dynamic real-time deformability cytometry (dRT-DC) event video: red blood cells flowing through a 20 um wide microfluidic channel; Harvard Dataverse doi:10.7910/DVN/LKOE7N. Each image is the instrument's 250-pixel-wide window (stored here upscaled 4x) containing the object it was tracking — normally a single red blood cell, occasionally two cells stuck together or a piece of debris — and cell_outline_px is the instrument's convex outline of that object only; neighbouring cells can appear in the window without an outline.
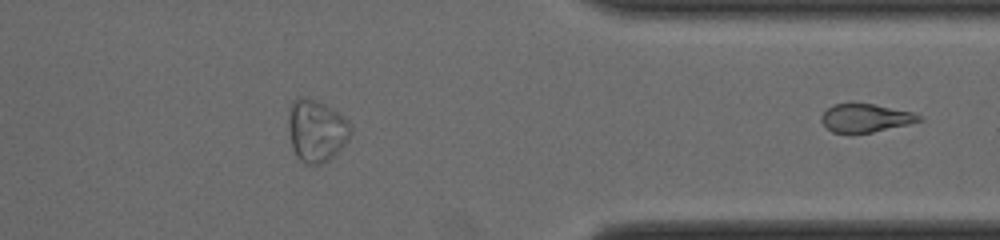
{"species": "common noctule bat (a hibernating species)", "species_latin": "Nyctalus noctula", "temperature_condition": "cold", "stored_images_in_passage": 40, "segment_of_instrument_passage": [2, 2], "camera_frame_rate_fps": 3000, "um_per_image_px": 0.085, "animal": {"sex": "male", "body_mass_g": 19.0, "forearm_length_mm": 50.8}, "frame": {"image": 1, "passage_image": 40, "time_ms": 13.0, "image_size_px": [1000, 240], "cell_outline_px": [[924, 120], [908, 124], [872, 132], [848, 136], [832, 132], [820, 120], [820, 116], [832, 104], [872, 104], [912, 112], [920, 116]], "centroid_in_image_um": [73.52, 10.07], "position_along_channel_um": 337.9, "area_um2": 16.24}}